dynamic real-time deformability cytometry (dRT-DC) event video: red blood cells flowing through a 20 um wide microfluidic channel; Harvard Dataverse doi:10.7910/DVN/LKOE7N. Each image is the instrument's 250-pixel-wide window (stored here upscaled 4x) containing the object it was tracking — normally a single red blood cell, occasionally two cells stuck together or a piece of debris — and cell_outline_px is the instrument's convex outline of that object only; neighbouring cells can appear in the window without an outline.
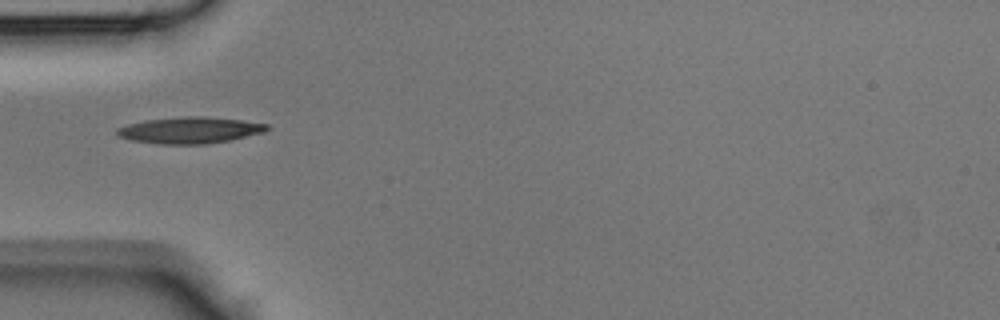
{"species": "Egyptian fruit bat (a non-hibernating species)", "species_latin": "Rousettus aegyptiacus", "temperature_condition": "room temperature", "stored_images_in_passage": 26, "camera_frame_rate_fps": 3000, "um_per_image_px": 0.085, "animal": {"sex": "male"}, "frame": {"image": 1, "passage_image": 1, "time_ms": 0.0, "image_size_px": [1000, 320], "cell_outline_px": [[272, 128], [264, 132], [228, 140], [208, 144], [156, 144], [132, 140], [116, 136], [116, 128], [128, 124], [148, 120], [184, 116], [204, 116], [240, 120], [268, 124]], "centroid_in_image_um": [16.13, 11.07], "position_along_channel_um": 68.9, "area_um2": 23.06}}
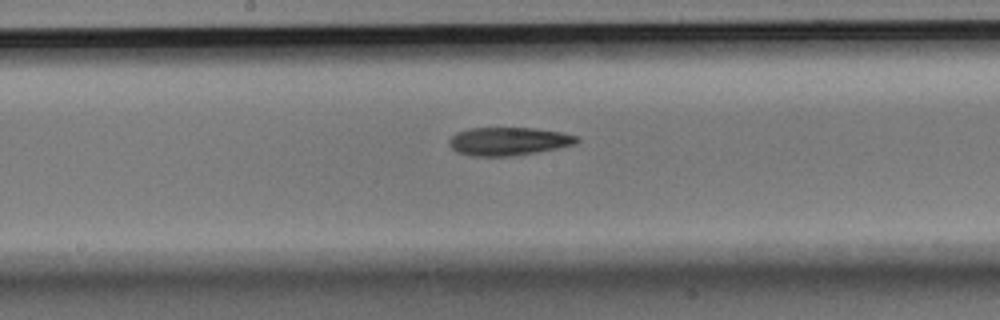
{"frame": {"image": 2, "passage_image": 10, "time_ms": 3.0, "image_size_px": [1000, 320], "cell_outline_px": [[580, 140], [576, 144], [536, 152], [512, 156], [472, 156], [456, 152], [448, 144], [448, 140], [456, 132], [468, 128], [532, 128], [560, 132], [580, 136]], "centroid_in_image_um": [43.2, 12.01], "position_along_channel_um": 205.0, "area_um2": 21.04}}
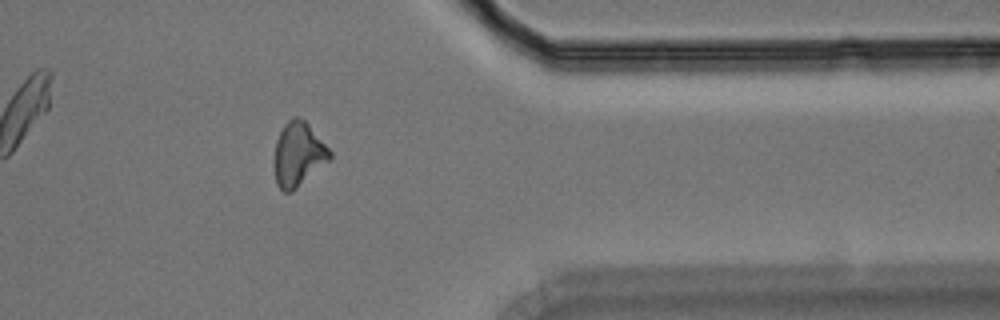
{"frame": {"image": 3, "passage_image": 23, "time_ms": 7.333, "image_size_px": [1000, 320], "cell_outline_px": [[332, 156], [328, 160], [288, 192], [284, 192], [276, 184], [272, 164], [272, 160], [276, 140], [284, 124], [292, 116], [296, 116], [304, 120], [308, 124], [332, 152]], "centroid_in_image_um": [25.28, 13.06], "position_along_channel_um": 386.1, "area_um2": 20.35}}